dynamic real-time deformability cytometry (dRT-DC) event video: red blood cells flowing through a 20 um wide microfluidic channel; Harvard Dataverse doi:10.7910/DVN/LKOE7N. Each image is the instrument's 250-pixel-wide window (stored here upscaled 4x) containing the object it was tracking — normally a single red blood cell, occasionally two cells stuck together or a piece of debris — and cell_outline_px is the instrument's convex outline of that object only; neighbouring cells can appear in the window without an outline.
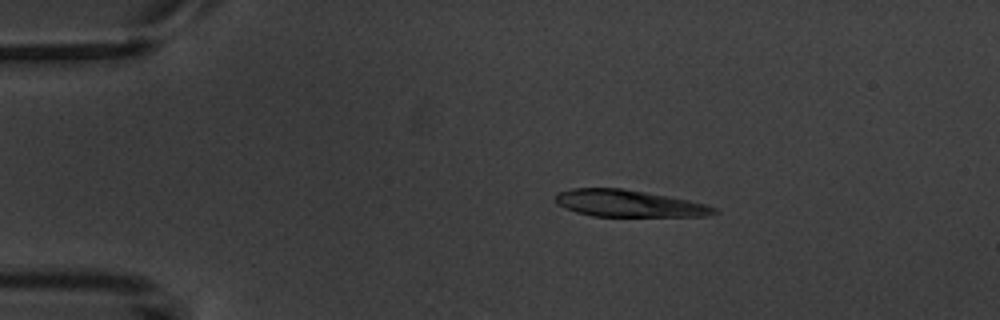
{"species": "common noctule bat (a hibernating species)", "species_latin": "Nyctalus noctula", "temperature_condition": "warm", "stored_images_in_passage": 4, "camera_frame_rate_fps": 3000, "um_per_image_px": 0.085, "animal": {"sex": "male", "body_mass_g": 20.1, "forearm_length_mm": 53.5}, "frame": {"image": 1, "passage_image": 3, "time_ms": 2.667, "image_size_px": [1000, 320], "cell_outline_px": [[720, 212], [708, 216], [592, 216], [576, 212], [564, 208], [556, 204], [556, 192], [572, 188], [620, 188], [644, 192], [688, 200], [704, 204], [716, 208]], "centroid_in_image_um": [53.41, 17.3], "position_along_channel_um": 31.6, "area_um2": 24.74}}